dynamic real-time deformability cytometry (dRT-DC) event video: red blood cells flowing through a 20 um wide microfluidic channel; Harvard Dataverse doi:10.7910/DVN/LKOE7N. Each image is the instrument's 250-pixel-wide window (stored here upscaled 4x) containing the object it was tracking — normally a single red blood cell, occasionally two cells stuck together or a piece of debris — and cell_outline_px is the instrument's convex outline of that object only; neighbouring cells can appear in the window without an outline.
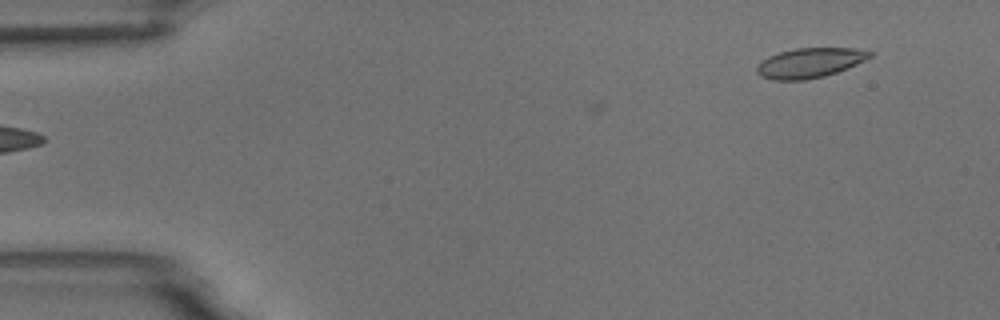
{"species": "common noctule bat (a hibernating species)", "species_latin": "Nyctalus noctula", "temperature_condition": "room temperature", "stored_images_in_passage": 5, "segment_of_instrument_passage": [2, 2], "camera_frame_rate_fps": 3000, "um_per_image_px": 0.085, "animal": {"sex": "male", "body_mass_g": 18.8}, "frame": {"image": 1, "passage_image": 5, "time_ms": 4.333, "image_size_px": [1000, 320], "cell_outline_px": [[872, 56], [848, 68], [824, 76], [804, 80], [772, 80], [760, 76], [756, 72], [756, 68], [768, 56], [780, 52], [796, 48], [852, 48], [872, 52]], "centroid_in_image_um": [68.81, 5.35], "position_along_channel_um": 16.2, "area_um2": 19.42}}